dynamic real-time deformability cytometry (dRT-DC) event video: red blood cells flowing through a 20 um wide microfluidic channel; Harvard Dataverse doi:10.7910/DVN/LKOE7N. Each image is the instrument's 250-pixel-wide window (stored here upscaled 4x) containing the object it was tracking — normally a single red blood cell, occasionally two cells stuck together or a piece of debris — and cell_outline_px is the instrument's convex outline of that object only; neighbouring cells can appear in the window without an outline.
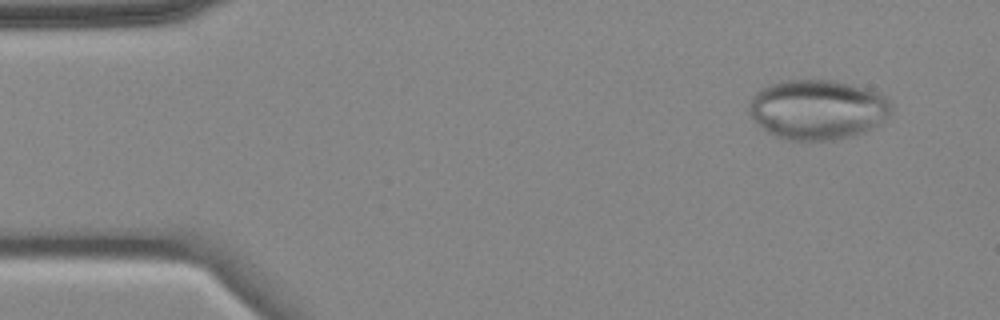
{"species": "common noctule bat (a hibernating species)", "species_latin": "Nyctalus noctula", "temperature_condition": "cold", "stored_images_in_passage": 5, "camera_frame_rate_fps": 3000, "um_per_image_px": 0.085, "animal": {"sex": "female", "body_mass_g": 18.4}, "frame": {"image": 1, "passage_image": 1, "time_ms": 0.0, "image_size_px": [1000, 320], "cell_outline_px": [[892, 112], [880, 124], [864, 132], [852, 136], [832, 140], [784, 140], [768, 132], [756, 124], [748, 112], [748, 108], [752, 96], [760, 88], [772, 84], [788, 80], [832, 80], [876, 92], [884, 96], [892, 104]], "centroid_in_image_um": [69.47, 9.33], "position_along_channel_um": 15.5, "area_um2": 49.59}}